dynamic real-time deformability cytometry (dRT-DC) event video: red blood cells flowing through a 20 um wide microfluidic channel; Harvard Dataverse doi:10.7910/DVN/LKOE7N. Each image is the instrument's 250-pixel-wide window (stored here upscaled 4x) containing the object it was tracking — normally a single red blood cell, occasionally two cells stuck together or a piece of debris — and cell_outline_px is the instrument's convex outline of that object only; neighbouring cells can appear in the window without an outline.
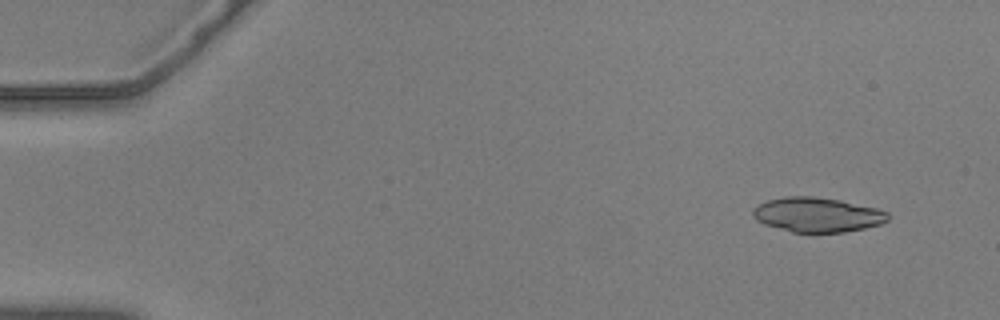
{"species": "common noctule bat (a hibernating species)", "species_latin": "Nyctalus noctula", "temperature_condition": "warm", "stored_images_in_passage": 55, "camera_frame_rate_fps": 3000, "um_per_image_px": 0.085, "animal": {"sex": "male", "body_mass_g": 20.5, "forearm_length_mm": 52.5}, "frame": {"image": 1, "passage_image": 4, "time_ms": 1.0, "image_size_px": [1000, 320], "cell_outline_px": [[888, 220], [880, 224], [864, 228], [844, 232], [792, 232], [764, 224], [756, 220], [752, 216], [752, 208], [768, 200], [784, 196], [812, 196], [840, 200], [876, 208], [888, 212]], "centroid_in_image_um": [69.44, 18.25], "position_along_channel_um": 15.6, "area_um2": 27.17}}
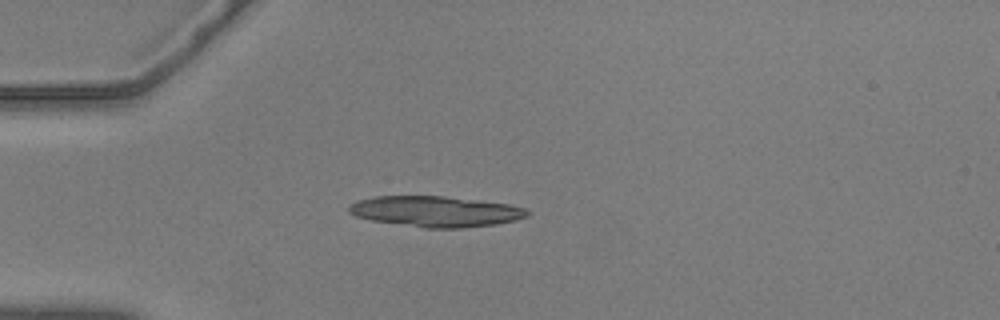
{"frame": {"image": 2, "passage_image": 15, "time_ms": 4.667, "image_size_px": [1000, 320], "cell_outline_px": [[532, 212], [528, 216], [516, 220], [496, 224], [460, 228], [424, 228], [372, 220], [356, 216], [348, 212], [348, 204], [356, 200], [376, 196], [444, 196], [512, 204], [524, 208]], "centroid_in_image_um": [37.04, 17.97], "position_along_channel_um": 48.0, "area_um2": 32.14}, "authors_computed_cell_mechanics": {"area_um2": 27.8018, "velocity_mm_per_s": 3.6398, "shape_relaxation_time_tau1_ms": 1.8538, "shape_relaxation_time_tau2_ms": 5.8208, "deformation_change_tau1": 0.2641, "deformation_change_tau2": 0.1649}}